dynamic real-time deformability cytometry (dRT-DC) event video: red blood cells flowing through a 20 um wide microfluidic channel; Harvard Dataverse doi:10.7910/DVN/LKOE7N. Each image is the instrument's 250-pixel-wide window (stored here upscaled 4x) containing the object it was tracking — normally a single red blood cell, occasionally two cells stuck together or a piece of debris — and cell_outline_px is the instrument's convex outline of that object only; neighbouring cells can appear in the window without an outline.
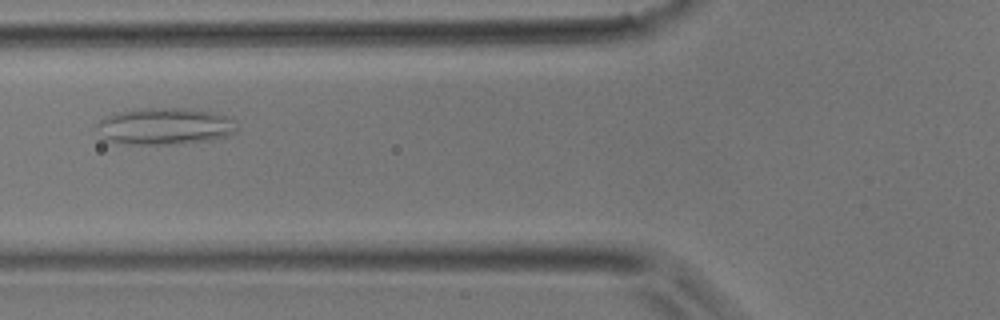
{"species": "common noctule bat (a hibernating species)", "species_latin": "Nyctalus noctula", "temperature_condition": "room temperature", "stored_images_in_passage": 47, "camera_frame_rate_fps": 3000, "um_per_image_px": 0.085, "animal": {"sex": "male", "body_mass_g": 17.9}, "frame": {"image": 1, "passage_image": 8, "time_ms": 2.333, "image_size_px": [1000, 320], "cell_outline_px": [[236, 132], [228, 136], [208, 140], [180, 144], [124, 144], [104, 140], [100, 136], [96, 128], [96, 124], [100, 120], [108, 116], [120, 112], [152, 108], [184, 108], [212, 112], [236, 120]], "centroid_in_image_um": [14.0, 10.75], "position_along_channel_um": 111.8, "area_um2": 30.0}}
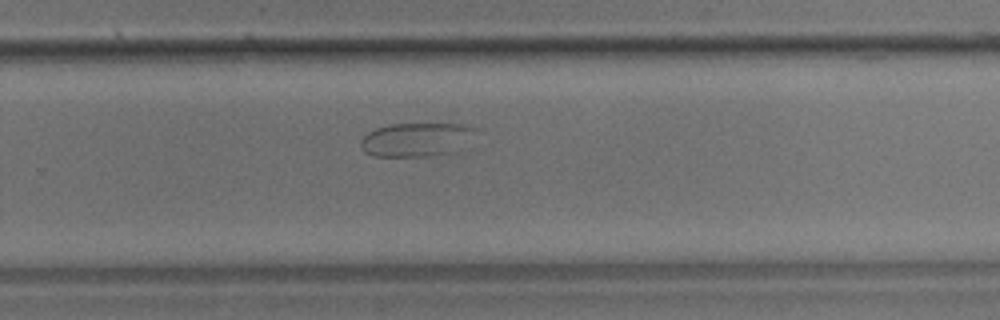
{"frame": {"image": 2, "passage_image": 22, "time_ms": 7.0, "image_size_px": [1000, 320], "cell_outline_px": [[476, 128], [460, 152], [448, 156], [372, 156], [364, 152], [360, 144], [360, 140], [368, 132], [376, 128], [392, 124], [468, 124]], "centroid_in_image_um": [35.43, 11.89], "position_along_channel_um": 294.4, "area_um2": 23.06}}
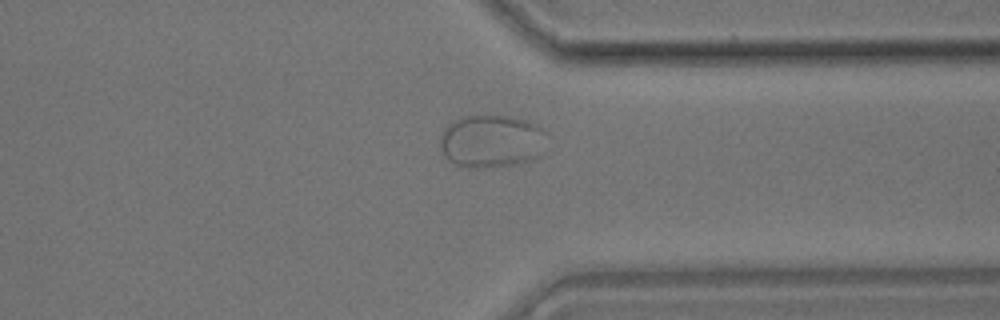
{"frame": {"image": 3, "passage_image": 29, "time_ms": 9.333, "image_size_px": [1000, 320], "cell_outline_px": [[548, 132], [540, 156], [536, 160], [520, 164], [488, 168], [460, 168], [452, 164], [444, 156], [440, 144], [440, 136], [444, 128], [448, 124], [464, 116], [512, 116], [536, 124]], "centroid_in_image_um": [41.79, 12.04], "position_along_channel_um": 369.6, "area_um2": 33.7}}